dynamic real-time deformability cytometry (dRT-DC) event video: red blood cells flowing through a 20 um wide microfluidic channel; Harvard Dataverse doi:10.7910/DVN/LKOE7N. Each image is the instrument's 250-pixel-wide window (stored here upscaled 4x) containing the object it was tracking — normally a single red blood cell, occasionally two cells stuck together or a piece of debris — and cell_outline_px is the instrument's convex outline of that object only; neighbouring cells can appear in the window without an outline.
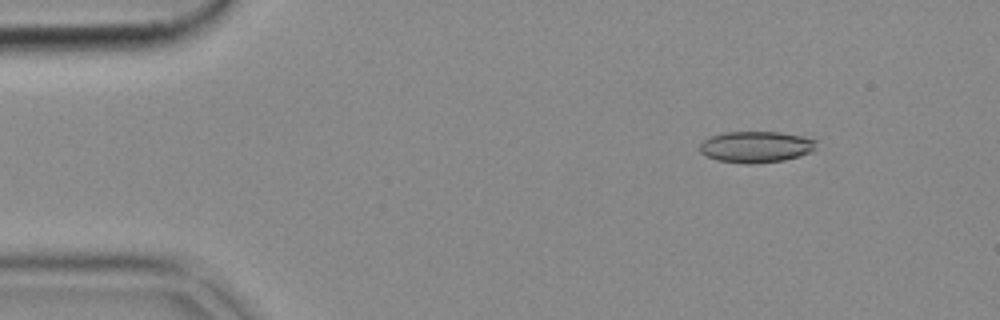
{"species": "common noctule bat (a hibernating species)", "species_latin": "Nyctalus noctula", "temperature_condition": "cold", "stored_images_in_passage": 52, "camera_frame_rate_fps": 3000, "um_per_image_px": 0.085, "animal": {"sex": "female", "body_mass_g": 18.4}, "frame": {"image": 1, "passage_image": 7, "time_ms": 2.0, "image_size_px": [1000, 320], "cell_outline_px": [[816, 148], [812, 152], [800, 156], [784, 160], [752, 164], [744, 164], [716, 160], [700, 152], [700, 144], [704, 140], [712, 136], [724, 132], [780, 132], [804, 136], [816, 140]], "centroid_in_image_um": [64.29, 12.49], "position_along_channel_um": 20.7, "area_um2": 21.39}}
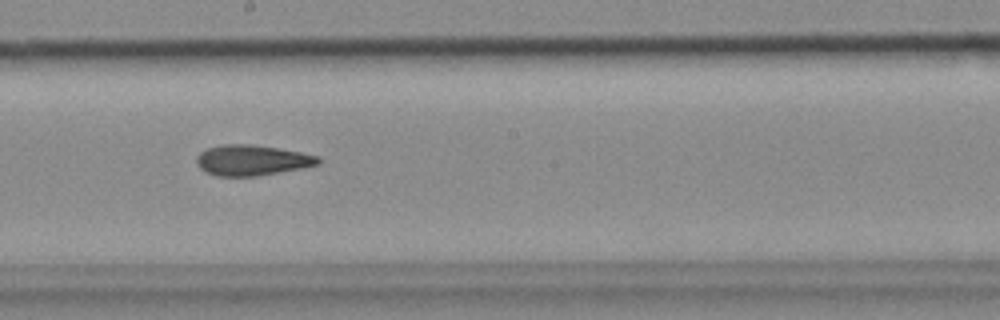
{"frame": {"image": 2, "passage_image": 29, "time_ms": 9.333, "image_size_px": [1000, 320], "cell_outline_px": [[320, 164], [304, 168], [256, 176], [216, 176], [204, 172], [196, 164], [196, 156], [200, 152], [208, 148], [224, 144], [248, 144], [276, 148], [300, 152], [320, 156]], "centroid_in_image_um": [21.4, 13.63], "position_along_channel_um": 226.8, "area_um2": 21.73}}
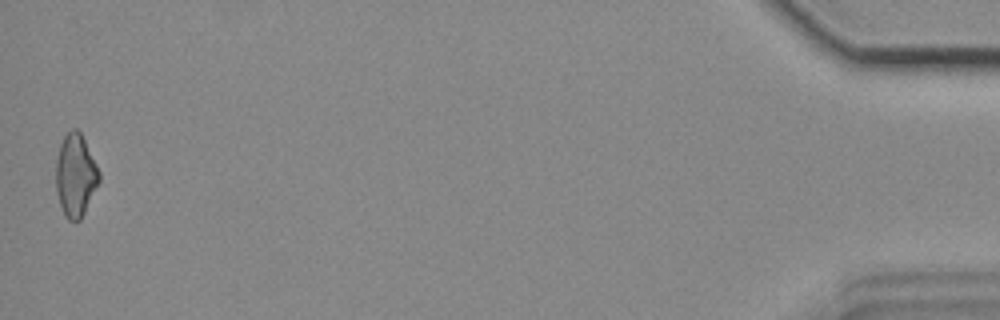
{"frame": {"image": 3, "passage_image": 52, "time_ms": 17.0, "image_size_px": [1000, 320], "cell_outline_px": [[100, 180], [80, 220], [68, 220], [64, 216], [56, 192], [56, 160], [60, 144], [64, 136], [72, 128], [76, 128], [80, 132], [100, 172]], "centroid_in_image_um": [6.4, 14.9], "position_along_channel_um": 428.8, "area_um2": 20.58}}